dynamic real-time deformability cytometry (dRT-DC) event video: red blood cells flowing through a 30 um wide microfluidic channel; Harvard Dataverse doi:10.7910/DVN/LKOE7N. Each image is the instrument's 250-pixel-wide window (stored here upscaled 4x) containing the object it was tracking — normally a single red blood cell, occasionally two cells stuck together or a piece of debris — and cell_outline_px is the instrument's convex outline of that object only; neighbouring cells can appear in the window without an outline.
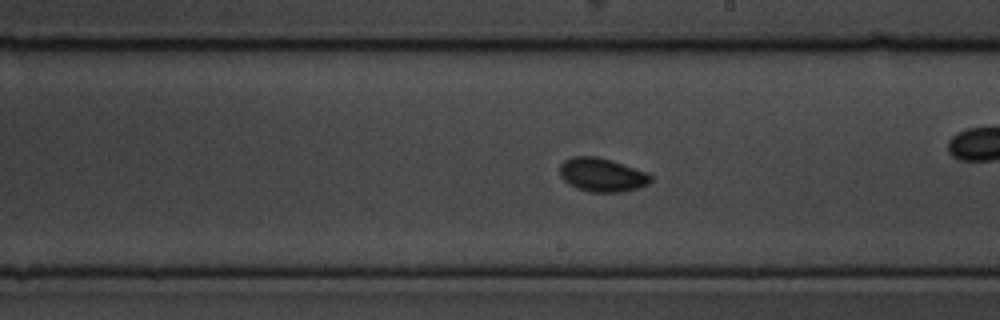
{"species": "common noctule bat (a hibernating species)", "species_latin": "Nyctalus noctula", "temperature_condition": "cold", "stored_images_in_passage": 61, "camera_frame_rate_fps": 3000, "um_per_image_px": 0.085, "animal": {"sex": "male", "body_mass_g": 19.5, "forearm_length_mm": 54.6}, "frame": {"image": 1, "passage_image": 35, "time_ms": 11.333, "image_size_px": [1000, 320], "cell_outline_px": [[652, 180], [648, 184], [636, 188], [620, 192], [588, 192], [576, 188], [568, 184], [560, 176], [560, 164], [564, 160], [572, 156], [596, 156], [612, 160], [648, 172], [652, 176]], "centroid_in_image_um": [51.16, 14.85], "position_along_channel_um": 237.8, "area_um2": 18.03}, "authors_computed_cell_mechanics": {"area_um2": 17.051, "velocity_mm_per_s": 3.3882, "shape_relaxation_time_tau1_ms": 2.8536, "shape_relaxation_time_tau2_ms": null, "deformation_change_tau1": 0.0662, "deformation_change_tau2": null}}